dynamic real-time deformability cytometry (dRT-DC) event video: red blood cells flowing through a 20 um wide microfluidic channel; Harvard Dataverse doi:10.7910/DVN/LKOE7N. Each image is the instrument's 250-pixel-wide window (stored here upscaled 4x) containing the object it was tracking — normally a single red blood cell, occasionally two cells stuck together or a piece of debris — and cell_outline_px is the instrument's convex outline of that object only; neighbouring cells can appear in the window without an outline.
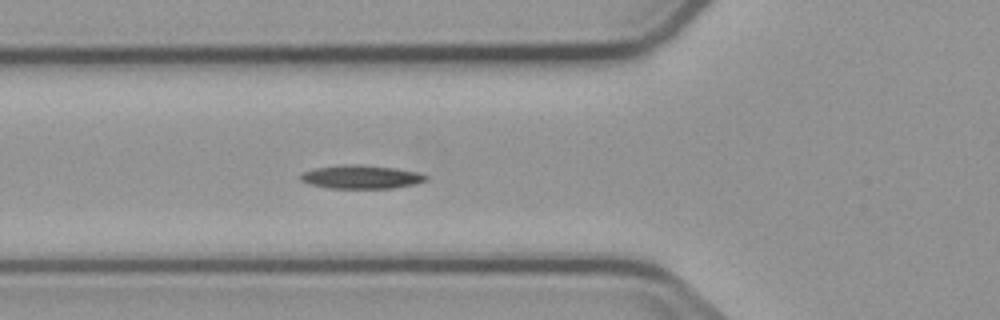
{"species": "common noctule bat (a hibernating species)", "species_latin": "Nyctalus noctula", "temperature_condition": "cold", "stored_images_in_passage": 6, "camera_frame_rate_fps": 3000, "um_per_image_px": 0.085, "animal": {"sex": "male", "body_mass_g": 23.1, "forearm_length_mm": 52.7}, "frame": {"image": 1, "passage_image": 6, "time_ms": 5.667, "image_size_px": [1000, 320], "cell_outline_px": [[428, 180], [416, 184], [392, 188], [328, 188], [312, 184], [300, 180], [300, 176], [304, 172], [316, 168], [396, 168], [416, 172], [428, 176]], "centroid_in_image_um": [30.79, 15.11], "position_along_channel_um": 95.0, "area_um2": 15.72}}